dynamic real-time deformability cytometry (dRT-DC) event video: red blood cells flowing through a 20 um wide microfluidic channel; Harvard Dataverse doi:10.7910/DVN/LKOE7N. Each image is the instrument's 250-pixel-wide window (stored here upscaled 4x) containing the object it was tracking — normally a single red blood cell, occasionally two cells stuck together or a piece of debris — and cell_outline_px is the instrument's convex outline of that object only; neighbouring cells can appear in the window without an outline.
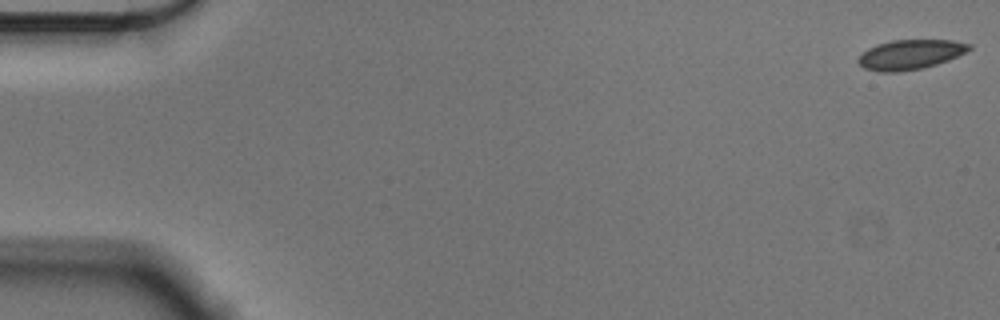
{"species": "Egyptian fruit bat (a non-hibernating species)", "species_latin": "Rousettus aegyptiacus", "temperature_condition": "cold", "stored_images_in_passage": 56, "camera_frame_rate_fps": 3000, "um_per_image_px": 0.085, "animal": {"sex": "male"}, "frame": {"image": 1, "passage_image": 1, "time_ms": 0.0, "image_size_px": [1000, 320], "cell_outline_px": [[972, 48], [948, 60], [924, 68], [896, 72], [880, 72], [864, 68], [856, 60], [868, 48], [892, 40], [952, 40], [972, 44]], "centroid_in_image_um": [77.38, 4.64], "position_along_channel_um": 7.6, "area_um2": 19.02}}
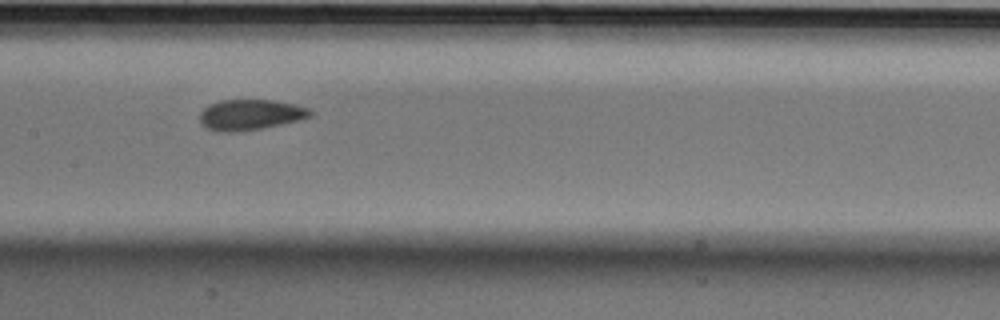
{"frame": {"image": 2, "passage_image": 28, "time_ms": 9.0, "image_size_px": [1000, 320], "cell_outline_px": [[312, 116], [300, 120], [260, 128], [232, 132], [224, 132], [208, 128], [200, 124], [200, 112], [208, 104], [220, 100], [272, 100], [292, 104], [308, 108], [312, 112]], "centroid_in_image_um": [21.25, 9.74], "position_along_channel_um": 186.2, "area_um2": 19.48}}
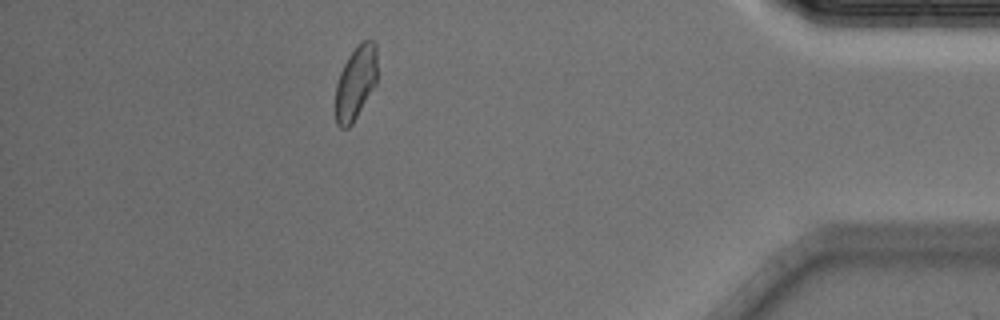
{"frame": {"image": 3, "passage_image": 50, "time_ms": 16.333, "image_size_px": [1000, 320], "cell_outline_px": [[376, 84], [352, 124], [348, 128], [340, 128], [336, 124], [336, 84], [340, 72], [348, 56], [364, 40], [372, 40], [376, 44]], "centroid_in_image_um": [30.23, 7.06], "position_along_channel_um": 405.0, "area_um2": 17.69}, "authors_computed_cell_mechanics": {"area_um2": 19.3341, "velocity_mm_per_s": 3.5752, "shape_relaxation_time_tau1_ms": 6.4434, "shape_relaxation_time_tau2_ms": 2.2531, "deformation_change_tau1": 0.1094, "deformation_change_tau2": 0.0621}}